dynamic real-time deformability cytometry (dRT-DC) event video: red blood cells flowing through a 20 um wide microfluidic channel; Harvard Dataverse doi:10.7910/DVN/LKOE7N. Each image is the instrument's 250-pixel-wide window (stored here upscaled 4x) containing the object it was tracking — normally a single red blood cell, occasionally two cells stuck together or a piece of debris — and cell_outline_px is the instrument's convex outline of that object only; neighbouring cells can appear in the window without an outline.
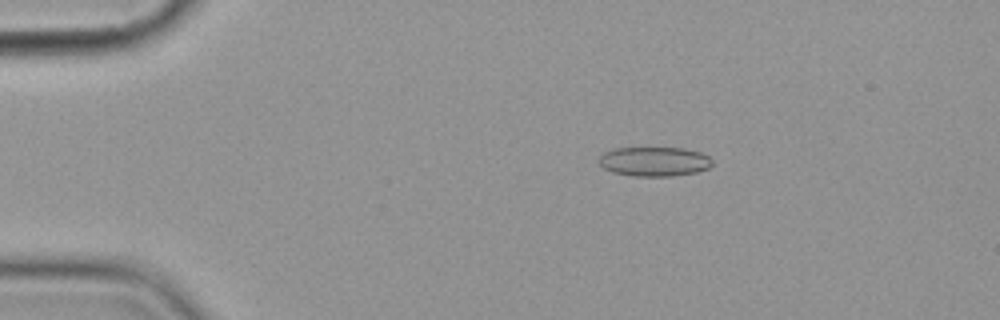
{"species": "common noctule bat (a hibernating species)", "species_latin": "Nyctalus noctula", "temperature_condition": "cold", "stored_images_in_passage": 5, "camera_frame_rate_fps": 3000, "um_per_image_px": 0.085, "animal": {"sex": "female", "body_mass_g": 19.9}, "frame": {"image": 1, "passage_image": 3, "time_ms": 2.333, "image_size_px": [1000, 320], "cell_outline_px": [[712, 164], [708, 168], [696, 172], [672, 176], [632, 176], [612, 172], [604, 168], [600, 164], [600, 156], [604, 152], [616, 148], [684, 148], [700, 152], [708, 156], [712, 160]], "centroid_in_image_um": [55.62, 13.73], "position_along_channel_um": 29.4, "area_um2": 19.36}}